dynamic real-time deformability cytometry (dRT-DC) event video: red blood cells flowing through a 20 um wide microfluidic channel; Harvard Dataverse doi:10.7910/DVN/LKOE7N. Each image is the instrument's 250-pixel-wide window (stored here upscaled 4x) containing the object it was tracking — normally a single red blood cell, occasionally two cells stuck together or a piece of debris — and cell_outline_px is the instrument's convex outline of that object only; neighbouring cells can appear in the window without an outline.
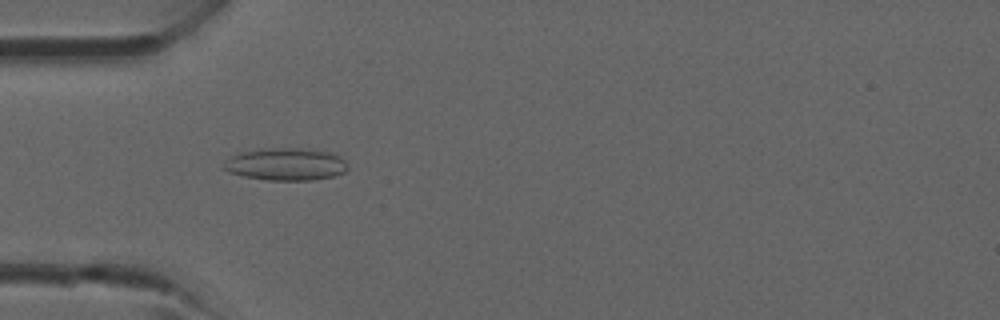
{"species": "common noctule bat (a hibernating species)", "species_latin": "Nyctalus noctula", "temperature_condition": "room temperature", "stored_images_in_passage": 5, "camera_frame_rate_fps": 3000, "um_per_image_px": 0.085, "animal": {"sex": "male", "forearm_length_mm": 52.5}, "frame": {"image": 1, "passage_image": 4, "time_ms": 3.333, "image_size_px": [1000, 320], "cell_outline_px": [[348, 168], [344, 172], [332, 176], [312, 180], [268, 180], [244, 176], [228, 172], [224, 168], [224, 164], [232, 156], [240, 152], [260, 148], [296, 148], [328, 152], [340, 156], [348, 164]], "centroid_in_image_um": [24.3, 13.96], "position_along_channel_um": 60.7, "area_um2": 23.24}}
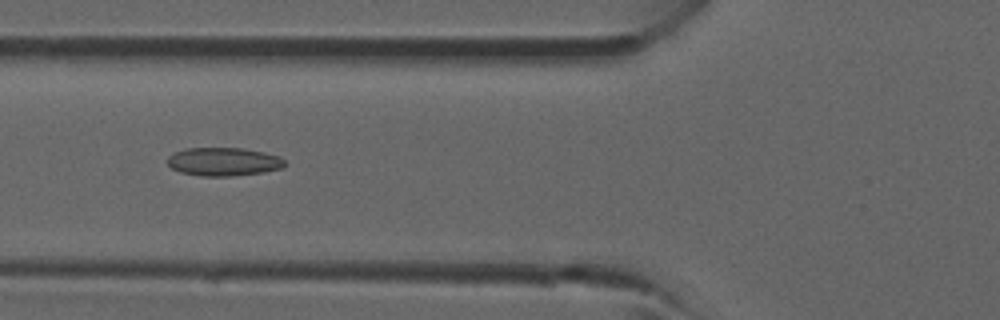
{"frame": {"image": 2, "passage_image": 5, "time_ms": 4.333, "image_size_px": [1000, 320], "cell_outline_px": [[284, 164], [280, 168], [260, 172], [228, 176], [200, 176], [180, 172], [172, 168], [168, 164], [168, 156], [184, 148], [244, 148], [264, 152], [280, 156], [284, 160]], "centroid_in_image_um": [18.97, 13.73], "position_along_channel_um": 106.8, "area_um2": 19.19}}